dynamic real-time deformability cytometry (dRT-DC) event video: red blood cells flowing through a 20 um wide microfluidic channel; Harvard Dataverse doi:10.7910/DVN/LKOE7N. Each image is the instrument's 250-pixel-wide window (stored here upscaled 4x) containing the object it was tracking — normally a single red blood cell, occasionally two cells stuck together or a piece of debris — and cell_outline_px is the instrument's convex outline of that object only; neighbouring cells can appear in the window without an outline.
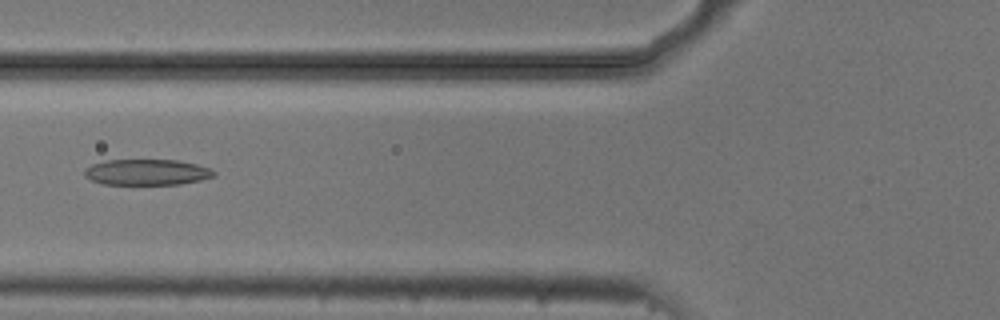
{"species": "common noctule bat (a hibernating species)", "species_latin": "Nyctalus noctula", "temperature_condition": "cold", "stored_images_in_passage": 5, "camera_frame_rate_fps": 3000, "um_per_image_px": 0.085, "animal": {"sex": "male", "body_mass_g": 20.5, "forearm_length_mm": 52.5}, "frame": {"image": 1, "passage_image": 5, "time_ms": 1.333, "image_size_px": [1000, 320], "cell_outline_px": [[216, 176], [200, 180], [180, 184], [104, 184], [92, 180], [84, 176], [84, 168], [92, 164], [108, 160], [176, 160], [196, 164], [212, 168], [216, 172]], "centroid_in_image_um": [12.5, 14.63], "position_along_channel_um": 113.3, "area_um2": 19.54}}